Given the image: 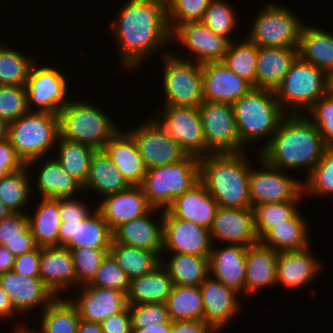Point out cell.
Returning a JSON list of instances; mask_svg holds the SVG:
<instances>
[{"mask_svg":"<svg viewBox=\"0 0 333 333\" xmlns=\"http://www.w3.org/2000/svg\"><path fill=\"white\" fill-rule=\"evenodd\" d=\"M132 186H139L147 172L133 136L121 129L102 149Z\"/></svg>","mask_w":333,"mask_h":333,"instance_id":"cell-25","label":"cell"},{"mask_svg":"<svg viewBox=\"0 0 333 333\" xmlns=\"http://www.w3.org/2000/svg\"><path fill=\"white\" fill-rule=\"evenodd\" d=\"M59 136L102 150L119 131L110 117L91 102L70 100L58 114Z\"/></svg>","mask_w":333,"mask_h":333,"instance_id":"cell-6","label":"cell"},{"mask_svg":"<svg viewBox=\"0 0 333 333\" xmlns=\"http://www.w3.org/2000/svg\"><path fill=\"white\" fill-rule=\"evenodd\" d=\"M307 223L299 210L286 223L273 227L260 242L277 252L305 249L308 241Z\"/></svg>","mask_w":333,"mask_h":333,"instance_id":"cell-38","label":"cell"},{"mask_svg":"<svg viewBox=\"0 0 333 333\" xmlns=\"http://www.w3.org/2000/svg\"><path fill=\"white\" fill-rule=\"evenodd\" d=\"M40 159V160H39ZM44 164L42 165L40 171L38 172L37 182L35 188L38 192L42 194V197L47 198H73L78 191H83V185L76 180L74 177L70 176L57 162L54 158L50 160H43L44 158L33 159L29 161L26 165L31 168L38 160ZM37 186V187H36Z\"/></svg>","mask_w":333,"mask_h":333,"instance_id":"cell-34","label":"cell"},{"mask_svg":"<svg viewBox=\"0 0 333 333\" xmlns=\"http://www.w3.org/2000/svg\"><path fill=\"white\" fill-rule=\"evenodd\" d=\"M28 167L9 173L0 180V200L12 213H23L25 204L32 194ZM29 178V179H28Z\"/></svg>","mask_w":333,"mask_h":333,"instance_id":"cell-45","label":"cell"},{"mask_svg":"<svg viewBox=\"0 0 333 333\" xmlns=\"http://www.w3.org/2000/svg\"><path fill=\"white\" fill-rule=\"evenodd\" d=\"M109 254L131 281L153 271L163 259L151 251L112 241Z\"/></svg>","mask_w":333,"mask_h":333,"instance_id":"cell-40","label":"cell"},{"mask_svg":"<svg viewBox=\"0 0 333 333\" xmlns=\"http://www.w3.org/2000/svg\"><path fill=\"white\" fill-rule=\"evenodd\" d=\"M80 295L72 302L79 311L80 319L101 323L127 306V294L111 288L83 285Z\"/></svg>","mask_w":333,"mask_h":333,"instance_id":"cell-24","label":"cell"},{"mask_svg":"<svg viewBox=\"0 0 333 333\" xmlns=\"http://www.w3.org/2000/svg\"><path fill=\"white\" fill-rule=\"evenodd\" d=\"M77 333H103L100 323L87 322L80 319Z\"/></svg>","mask_w":333,"mask_h":333,"instance_id":"cell-65","label":"cell"},{"mask_svg":"<svg viewBox=\"0 0 333 333\" xmlns=\"http://www.w3.org/2000/svg\"><path fill=\"white\" fill-rule=\"evenodd\" d=\"M140 125L128 132L135 139L147 170L180 162L188 155L155 119Z\"/></svg>","mask_w":333,"mask_h":333,"instance_id":"cell-16","label":"cell"},{"mask_svg":"<svg viewBox=\"0 0 333 333\" xmlns=\"http://www.w3.org/2000/svg\"><path fill=\"white\" fill-rule=\"evenodd\" d=\"M170 333H217L204 319L172 321Z\"/></svg>","mask_w":333,"mask_h":333,"instance_id":"cell-60","label":"cell"},{"mask_svg":"<svg viewBox=\"0 0 333 333\" xmlns=\"http://www.w3.org/2000/svg\"><path fill=\"white\" fill-rule=\"evenodd\" d=\"M172 322H161L146 328H132V333H170Z\"/></svg>","mask_w":333,"mask_h":333,"instance_id":"cell-64","label":"cell"},{"mask_svg":"<svg viewBox=\"0 0 333 333\" xmlns=\"http://www.w3.org/2000/svg\"><path fill=\"white\" fill-rule=\"evenodd\" d=\"M16 313L12 307L8 294L0 285V319L12 316Z\"/></svg>","mask_w":333,"mask_h":333,"instance_id":"cell-63","label":"cell"},{"mask_svg":"<svg viewBox=\"0 0 333 333\" xmlns=\"http://www.w3.org/2000/svg\"><path fill=\"white\" fill-rule=\"evenodd\" d=\"M0 285L16 313L28 312L38 305L45 309L56 298L40 278L26 277L13 270L0 274Z\"/></svg>","mask_w":333,"mask_h":333,"instance_id":"cell-23","label":"cell"},{"mask_svg":"<svg viewBox=\"0 0 333 333\" xmlns=\"http://www.w3.org/2000/svg\"><path fill=\"white\" fill-rule=\"evenodd\" d=\"M212 245L209 257V275L238 293L245 294V256L247 246L227 244L225 248Z\"/></svg>","mask_w":333,"mask_h":333,"instance_id":"cell-26","label":"cell"},{"mask_svg":"<svg viewBox=\"0 0 333 333\" xmlns=\"http://www.w3.org/2000/svg\"><path fill=\"white\" fill-rule=\"evenodd\" d=\"M156 210L153 208L146 215L120 225L113 232V241L154 252L161 258V253L163 254V211H161L160 223L155 224L150 213Z\"/></svg>","mask_w":333,"mask_h":333,"instance_id":"cell-29","label":"cell"},{"mask_svg":"<svg viewBox=\"0 0 333 333\" xmlns=\"http://www.w3.org/2000/svg\"><path fill=\"white\" fill-rule=\"evenodd\" d=\"M88 286L111 288L128 294L130 280L126 273L118 266L113 257L108 253L96 270Z\"/></svg>","mask_w":333,"mask_h":333,"instance_id":"cell-53","label":"cell"},{"mask_svg":"<svg viewBox=\"0 0 333 333\" xmlns=\"http://www.w3.org/2000/svg\"><path fill=\"white\" fill-rule=\"evenodd\" d=\"M56 144H58L59 153L55 159L70 176L84 186L92 157L97 150L79 142L66 140L60 136H58Z\"/></svg>","mask_w":333,"mask_h":333,"instance_id":"cell-42","label":"cell"},{"mask_svg":"<svg viewBox=\"0 0 333 333\" xmlns=\"http://www.w3.org/2000/svg\"><path fill=\"white\" fill-rule=\"evenodd\" d=\"M232 107L238 136L244 147L264 136L269 139L267 145L287 115L279 105L275 92L269 89L253 87L233 103Z\"/></svg>","mask_w":333,"mask_h":333,"instance_id":"cell-5","label":"cell"},{"mask_svg":"<svg viewBox=\"0 0 333 333\" xmlns=\"http://www.w3.org/2000/svg\"><path fill=\"white\" fill-rule=\"evenodd\" d=\"M236 18V13L230 4L222 0H211L201 22L231 42L232 39L228 36L235 30Z\"/></svg>","mask_w":333,"mask_h":333,"instance_id":"cell-49","label":"cell"},{"mask_svg":"<svg viewBox=\"0 0 333 333\" xmlns=\"http://www.w3.org/2000/svg\"><path fill=\"white\" fill-rule=\"evenodd\" d=\"M29 227L38 247H58L61 217L59 198L42 197L35 215H28Z\"/></svg>","mask_w":333,"mask_h":333,"instance_id":"cell-36","label":"cell"},{"mask_svg":"<svg viewBox=\"0 0 333 333\" xmlns=\"http://www.w3.org/2000/svg\"><path fill=\"white\" fill-rule=\"evenodd\" d=\"M25 165L8 139L0 142V180L9 173L22 169Z\"/></svg>","mask_w":333,"mask_h":333,"instance_id":"cell-58","label":"cell"},{"mask_svg":"<svg viewBox=\"0 0 333 333\" xmlns=\"http://www.w3.org/2000/svg\"><path fill=\"white\" fill-rule=\"evenodd\" d=\"M123 4L111 30L121 49L122 65L132 69L158 47L172 42L167 0H129Z\"/></svg>","mask_w":333,"mask_h":333,"instance_id":"cell-1","label":"cell"},{"mask_svg":"<svg viewBox=\"0 0 333 333\" xmlns=\"http://www.w3.org/2000/svg\"><path fill=\"white\" fill-rule=\"evenodd\" d=\"M262 170L250 169L249 194L251 208L264 203H278L300 200L303 195V184L281 169L267 164L260 158ZM282 173V174H281Z\"/></svg>","mask_w":333,"mask_h":333,"instance_id":"cell-15","label":"cell"},{"mask_svg":"<svg viewBox=\"0 0 333 333\" xmlns=\"http://www.w3.org/2000/svg\"><path fill=\"white\" fill-rule=\"evenodd\" d=\"M15 256L22 255L34 250L37 245L34 241L30 227L23 232V238H16L4 244Z\"/></svg>","mask_w":333,"mask_h":333,"instance_id":"cell-61","label":"cell"},{"mask_svg":"<svg viewBox=\"0 0 333 333\" xmlns=\"http://www.w3.org/2000/svg\"><path fill=\"white\" fill-rule=\"evenodd\" d=\"M198 182L199 157L187 155L180 162L147 170L139 186L153 208L166 210Z\"/></svg>","mask_w":333,"mask_h":333,"instance_id":"cell-7","label":"cell"},{"mask_svg":"<svg viewBox=\"0 0 333 333\" xmlns=\"http://www.w3.org/2000/svg\"><path fill=\"white\" fill-rule=\"evenodd\" d=\"M328 146L308 116L287 114L259 157L278 169H307L309 175Z\"/></svg>","mask_w":333,"mask_h":333,"instance_id":"cell-2","label":"cell"},{"mask_svg":"<svg viewBox=\"0 0 333 333\" xmlns=\"http://www.w3.org/2000/svg\"><path fill=\"white\" fill-rule=\"evenodd\" d=\"M291 200L257 205L254 210L255 231L259 241L276 225L286 223L297 211V202Z\"/></svg>","mask_w":333,"mask_h":333,"instance_id":"cell-47","label":"cell"},{"mask_svg":"<svg viewBox=\"0 0 333 333\" xmlns=\"http://www.w3.org/2000/svg\"><path fill=\"white\" fill-rule=\"evenodd\" d=\"M219 205L199 181L190 190L176 197L166 209L175 218L192 221L209 229Z\"/></svg>","mask_w":333,"mask_h":333,"instance_id":"cell-27","label":"cell"},{"mask_svg":"<svg viewBox=\"0 0 333 333\" xmlns=\"http://www.w3.org/2000/svg\"><path fill=\"white\" fill-rule=\"evenodd\" d=\"M81 200L59 198L61 226L59 246L65 248L110 249L113 232L102 214L94 212ZM92 213V214H91Z\"/></svg>","mask_w":333,"mask_h":333,"instance_id":"cell-4","label":"cell"},{"mask_svg":"<svg viewBox=\"0 0 333 333\" xmlns=\"http://www.w3.org/2000/svg\"><path fill=\"white\" fill-rule=\"evenodd\" d=\"M173 40L191 51V55L186 59L192 60L194 54L195 62L201 65L222 61L230 44L228 39L216 34L202 22H189L177 26L171 32V41Z\"/></svg>","mask_w":333,"mask_h":333,"instance_id":"cell-18","label":"cell"},{"mask_svg":"<svg viewBox=\"0 0 333 333\" xmlns=\"http://www.w3.org/2000/svg\"><path fill=\"white\" fill-rule=\"evenodd\" d=\"M59 136V117L49 112L28 111L8 124L7 139L25 164L44 158Z\"/></svg>","mask_w":333,"mask_h":333,"instance_id":"cell-9","label":"cell"},{"mask_svg":"<svg viewBox=\"0 0 333 333\" xmlns=\"http://www.w3.org/2000/svg\"><path fill=\"white\" fill-rule=\"evenodd\" d=\"M309 120L317 127L324 143L333 147V97L328 93L320 98L309 110Z\"/></svg>","mask_w":333,"mask_h":333,"instance_id":"cell-54","label":"cell"},{"mask_svg":"<svg viewBox=\"0 0 333 333\" xmlns=\"http://www.w3.org/2000/svg\"><path fill=\"white\" fill-rule=\"evenodd\" d=\"M297 55L330 74L333 71V34L304 24L299 35Z\"/></svg>","mask_w":333,"mask_h":333,"instance_id":"cell-33","label":"cell"},{"mask_svg":"<svg viewBox=\"0 0 333 333\" xmlns=\"http://www.w3.org/2000/svg\"><path fill=\"white\" fill-rule=\"evenodd\" d=\"M327 84L326 73L297 56L282 83L274 92L286 114H301L299 111L309 110L327 94Z\"/></svg>","mask_w":333,"mask_h":333,"instance_id":"cell-8","label":"cell"},{"mask_svg":"<svg viewBox=\"0 0 333 333\" xmlns=\"http://www.w3.org/2000/svg\"><path fill=\"white\" fill-rule=\"evenodd\" d=\"M278 252L263 245L260 241L247 246L245 256V292L255 293L277 285Z\"/></svg>","mask_w":333,"mask_h":333,"instance_id":"cell-31","label":"cell"},{"mask_svg":"<svg viewBox=\"0 0 333 333\" xmlns=\"http://www.w3.org/2000/svg\"><path fill=\"white\" fill-rule=\"evenodd\" d=\"M10 214H12V212L0 200V221L8 217Z\"/></svg>","mask_w":333,"mask_h":333,"instance_id":"cell-67","label":"cell"},{"mask_svg":"<svg viewBox=\"0 0 333 333\" xmlns=\"http://www.w3.org/2000/svg\"><path fill=\"white\" fill-rule=\"evenodd\" d=\"M303 184V194L333 195V147H327L322 158L312 169Z\"/></svg>","mask_w":333,"mask_h":333,"instance_id":"cell-48","label":"cell"},{"mask_svg":"<svg viewBox=\"0 0 333 333\" xmlns=\"http://www.w3.org/2000/svg\"><path fill=\"white\" fill-rule=\"evenodd\" d=\"M327 93L333 97V71L328 74Z\"/></svg>","mask_w":333,"mask_h":333,"instance_id":"cell-68","label":"cell"},{"mask_svg":"<svg viewBox=\"0 0 333 333\" xmlns=\"http://www.w3.org/2000/svg\"><path fill=\"white\" fill-rule=\"evenodd\" d=\"M164 106L163 119H154L188 155L213 154L205 143L199 107Z\"/></svg>","mask_w":333,"mask_h":333,"instance_id":"cell-13","label":"cell"},{"mask_svg":"<svg viewBox=\"0 0 333 333\" xmlns=\"http://www.w3.org/2000/svg\"><path fill=\"white\" fill-rule=\"evenodd\" d=\"M40 279L58 297L60 292L77 284L75 266L69 249L41 247Z\"/></svg>","mask_w":333,"mask_h":333,"instance_id":"cell-28","label":"cell"},{"mask_svg":"<svg viewBox=\"0 0 333 333\" xmlns=\"http://www.w3.org/2000/svg\"><path fill=\"white\" fill-rule=\"evenodd\" d=\"M207 148L213 154L242 153L232 104L203 101L199 106Z\"/></svg>","mask_w":333,"mask_h":333,"instance_id":"cell-12","label":"cell"},{"mask_svg":"<svg viewBox=\"0 0 333 333\" xmlns=\"http://www.w3.org/2000/svg\"><path fill=\"white\" fill-rule=\"evenodd\" d=\"M41 247L15 256L13 271L30 278H40Z\"/></svg>","mask_w":333,"mask_h":333,"instance_id":"cell-57","label":"cell"},{"mask_svg":"<svg viewBox=\"0 0 333 333\" xmlns=\"http://www.w3.org/2000/svg\"><path fill=\"white\" fill-rule=\"evenodd\" d=\"M202 77L204 101L233 104L253 88L223 61L202 64Z\"/></svg>","mask_w":333,"mask_h":333,"instance_id":"cell-20","label":"cell"},{"mask_svg":"<svg viewBox=\"0 0 333 333\" xmlns=\"http://www.w3.org/2000/svg\"><path fill=\"white\" fill-rule=\"evenodd\" d=\"M67 249H69L72 255L77 285H87L94 277V274L103 259L109 253V249H94L86 247Z\"/></svg>","mask_w":333,"mask_h":333,"instance_id":"cell-51","label":"cell"},{"mask_svg":"<svg viewBox=\"0 0 333 333\" xmlns=\"http://www.w3.org/2000/svg\"><path fill=\"white\" fill-rule=\"evenodd\" d=\"M199 287L204 304L203 319L219 332L237 314L240 308L237 296L240 293L210 275Z\"/></svg>","mask_w":333,"mask_h":333,"instance_id":"cell-21","label":"cell"},{"mask_svg":"<svg viewBox=\"0 0 333 333\" xmlns=\"http://www.w3.org/2000/svg\"><path fill=\"white\" fill-rule=\"evenodd\" d=\"M257 58L258 46L245 39L243 42L231 41L222 61L236 75L256 88Z\"/></svg>","mask_w":333,"mask_h":333,"instance_id":"cell-44","label":"cell"},{"mask_svg":"<svg viewBox=\"0 0 333 333\" xmlns=\"http://www.w3.org/2000/svg\"><path fill=\"white\" fill-rule=\"evenodd\" d=\"M297 56V48L258 47L256 88L275 91Z\"/></svg>","mask_w":333,"mask_h":333,"instance_id":"cell-32","label":"cell"},{"mask_svg":"<svg viewBox=\"0 0 333 333\" xmlns=\"http://www.w3.org/2000/svg\"><path fill=\"white\" fill-rule=\"evenodd\" d=\"M15 255L4 245H0V274L12 271Z\"/></svg>","mask_w":333,"mask_h":333,"instance_id":"cell-62","label":"cell"},{"mask_svg":"<svg viewBox=\"0 0 333 333\" xmlns=\"http://www.w3.org/2000/svg\"><path fill=\"white\" fill-rule=\"evenodd\" d=\"M8 125L0 119V142L7 139Z\"/></svg>","mask_w":333,"mask_h":333,"instance_id":"cell-66","label":"cell"},{"mask_svg":"<svg viewBox=\"0 0 333 333\" xmlns=\"http://www.w3.org/2000/svg\"><path fill=\"white\" fill-rule=\"evenodd\" d=\"M15 333H36L35 331H32L30 328H26L25 326H20L19 328L17 327Z\"/></svg>","mask_w":333,"mask_h":333,"instance_id":"cell-69","label":"cell"},{"mask_svg":"<svg viewBox=\"0 0 333 333\" xmlns=\"http://www.w3.org/2000/svg\"><path fill=\"white\" fill-rule=\"evenodd\" d=\"M132 328H146L161 322H172L166 303L128 304Z\"/></svg>","mask_w":333,"mask_h":333,"instance_id":"cell-55","label":"cell"},{"mask_svg":"<svg viewBox=\"0 0 333 333\" xmlns=\"http://www.w3.org/2000/svg\"><path fill=\"white\" fill-rule=\"evenodd\" d=\"M29 111L25 86L0 85V119L7 125Z\"/></svg>","mask_w":333,"mask_h":333,"instance_id":"cell-52","label":"cell"},{"mask_svg":"<svg viewBox=\"0 0 333 333\" xmlns=\"http://www.w3.org/2000/svg\"><path fill=\"white\" fill-rule=\"evenodd\" d=\"M171 321L202 320L204 304L199 286H175L166 301Z\"/></svg>","mask_w":333,"mask_h":333,"instance_id":"cell-41","label":"cell"},{"mask_svg":"<svg viewBox=\"0 0 333 333\" xmlns=\"http://www.w3.org/2000/svg\"><path fill=\"white\" fill-rule=\"evenodd\" d=\"M212 245L209 229L163 210V252L210 257Z\"/></svg>","mask_w":333,"mask_h":333,"instance_id":"cell-17","label":"cell"},{"mask_svg":"<svg viewBox=\"0 0 333 333\" xmlns=\"http://www.w3.org/2000/svg\"><path fill=\"white\" fill-rule=\"evenodd\" d=\"M96 209L114 232L120 225L149 213L153 207L140 186H130L118 193L107 195Z\"/></svg>","mask_w":333,"mask_h":333,"instance_id":"cell-22","label":"cell"},{"mask_svg":"<svg viewBox=\"0 0 333 333\" xmlns=\"http://www.w3.org/2000/svg\"><path fill=\"white\" fill-rule=\"evenodd\" d=\"M211 0H167V19L171 32L179 25L201 22Z\"/></svg>","mask_w":333,"mask_h":333,"instance_id":"cell-50","label":"cell"},{"mask_svg":"<svg viewBox=\"0 0 333 333\" xmlns=\"http://www.w3.org/2000/svg\"><path fill=\"white\" fill-rule=\"evenodd\" d=\"M303 25L288 7L271 3L258 12L247 39L258 47L297 48Z\"/></svg>","mask_w":333,"mask_h":333,"instance_id":"cell-11","label":"cell"},{"mask_svg":"<svg viewBox=\"0 0 333 333\" xmlns=\"http://www.w3.org/2000/svg\"><path fill=\"white\" fill-rule=\"evenodd\" d=\"M39 333H77L80 316L69 298L56 297L42 312Z\"/></svg>","mask_w":333,"mask_h":333,"instance_id":"cell-43","label":"cell"},{"mask_svg":"<svg viewBox=\"0 0 333 333\" xmlns=\"http://www.w3.org/2000/svg\"><path fill=\"white\" fill-rule=\"evenodd\" d=\"M164 55V105L199 107L204 101L202 65L169 51Z\"/></svg>","mask_w":333,"mask_h":333,"instance_id":"cell-10","label":"cell"},{"mask_svg":"<svg viewBox=\"0 0 333 333\" xmlns=\"http://www.w3.org/2000/svg\"><path fill=\"white\" fill-rule=\"evenodd\" d=\"M103 333H132V319L128 306L100 323Z\"/></svg>","mask_w":333,"mask_h":333,"instance_id":"cell-59","label":"cell"},{"mask_svg":"<svg viewBox=\"0 0 333 333\" xmlns=\"http://www.w3.org/2000/svg\"><path fill=\"white\" fill-rule=\"evenodd\" d=\"M29 227L28 215L26 213H12L0 221V245L23 238V232Z\"/></svg>","mask_w":333,"mask_h":333,"instance_id":"cell-56","label":"cell"},{"mask_svg":"<svg viewBox=\"0 0 333 333\" xmlns=\"http://www.w3.org/2000/svg\"><path fill=\"white\" fill-rule=\"evenodd\" d=\"M172 256L161 261L175 286H199L209 276V257L185 253H170Z\"/></svg>","mask_w":333,"mask_h":333,"instance_id":"cell-39","label":"cell"},{"mask_svg":"<svg viewBox=\"0 0 333 333\" xmlns=\"http://www.w3.org/2000/svg\"><path fill=\"white\" fill-rule=\"evenodd\" d=\"M34 57L0 44V85L25 86Z\"/></svg>","mask_w":333,"mask_h":333,"instance_id":"cell-46","label":"cell"},{"mask_svg":"<svg viewBox=\"0 0 333 333\" xmlns=\"http://www.w3.org/2000/svg\"><path fill=\"white\" fill-rule=\"evenodd\" d=\"M130 186L107 154L103 150H97L90 163L84 191L89 188L105 197Z\"/></svg>","mask_w":333,"mask_h":333,"instance_id":"cell-37","label":"cell"},{"mask_svg":"<svg viewBox=\"0 0 333 333\" xmlns=\"http://www.w3.org/2000/svg\"><path fill=\"white\" fill-rule=\"evenodd\" d=\"M244 153L210 154L199 158V181L220 207L251 208V166Z\"/></svg>","mask_w":333,"mask_h":333,"instance_id":"cell-3","label":"cell"},{"mask_svg":"<svg viewBox=\"0 0 333 333\" xmlns=\"http://www.w3.org/2000/svg\"><path fill=\"white\" fill-rule=\"evenodd\" d=\"M36 61L30 70L27 82V106H38L36 111L59 114L61 109L71 100L67 97V81L65 75L56 68L39 67ZM38 65V66H37Z\"/></svg>","mask_w":333,"mask_h":333,"instance_id":"cell-14","label":"cell"},{"mask_svg":"<svg viewBox=\"0 0 333 333\" xmlns=\"http://www.w3.org/2000/svg\"><path fill=\"white\" fill-rule=\"evenodd\" d=\"M209 231L212 242L219 240L244 246L259 242L252 208L237 209L219 206Z\"/></svg>","mask_w":333,"mask_h":333,"instance_id":"cell-19","label":"cell"},{"mask_svg":"<svg viewBox=\"0 0 333 333\" xmlns=\"http://www.w3.org/2000/svg\"><path fill=\"white\" fill-rule=\"evenodd\" d=\"M308 248L278 252L277 284L279 282L292 289L301 288L317 276L322 265Z\"/></svg>","mask_w":333,"mask_h":333,"instance_id":"cell-30","label":"cell"},{"mask_svg":"<svg viewBox=\"0 0 333 333\" xmlns=\"http://www.w3.org/2000/svg\"><path fill=\"white\" fill-rule=\"evenodd\" d=\"M173 287L170 275L160 264L148 274L130 281L127 304L166 303Z\"/></svg>","mask_w":333,"mask_h":333,"instance_id":"cell-35","label":"cell"}]
</instances>
